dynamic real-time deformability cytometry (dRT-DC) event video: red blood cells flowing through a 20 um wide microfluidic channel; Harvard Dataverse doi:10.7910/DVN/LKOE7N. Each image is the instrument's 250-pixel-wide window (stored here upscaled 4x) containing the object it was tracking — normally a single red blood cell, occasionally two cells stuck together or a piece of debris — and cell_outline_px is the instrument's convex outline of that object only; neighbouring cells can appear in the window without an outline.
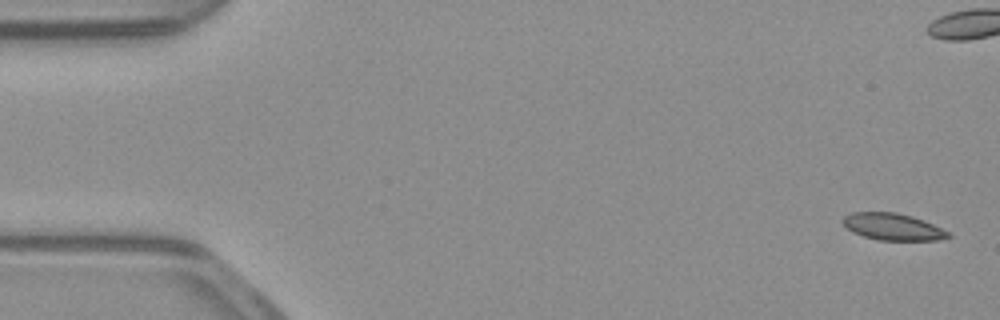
{"species": "common noctule bat (a hibernating species)", "species_latin": "Nyctalus noctula", "temperature_condition": "warm", "stored_images_in_passage": 53, "camera_frame_rate_fps": 3000, "um_per_image_px": 0.085, "animal": {"sex": "male", "body_mass_g": 23.1, "forearm_length_mm": 52.7}, "frame": {"image": 1, "passage_image": 1, "time_ms": 0.0, "image_size_px": [1000, 320], "cell_outline_px": [[952, 236], [940, 240], [880, 240], [864, 236], [852, 232], [840, 220], [844, 216], [852, 212], [896, 212], [912, 216], [924, 220], [952, 232]], "centroid_in_image_um": [75.93, 19.27], "position_along_channel_um": 9.1, "area_um2": 16.65}}
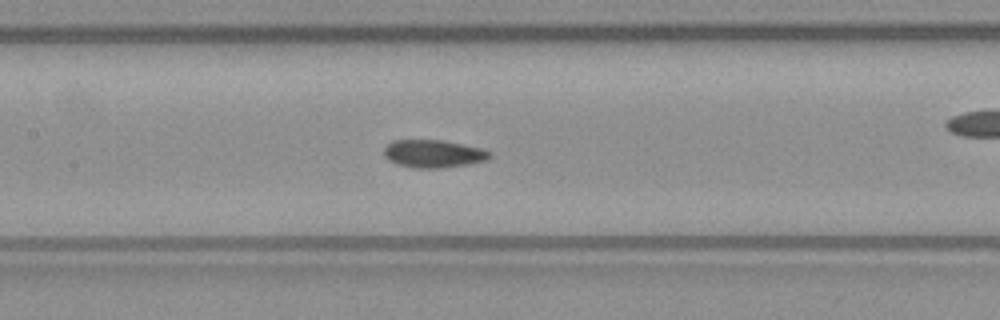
{"frame": {"image": 2, "passage_image": 24, "time_ms": 7.667, "image_size_px": [1000, 320], "cell_outline_px": [[492, 156], [484, 160], [468, 164], [440, 168], [412, 168], [396, 164], [388, 160], [384, 156], [384, 148], [392, 140], [444, 140], [484, 148], [492, 152]], "centroid_in_image_um": [36.84, 13.06], "position_along_channel_um": 170.6, "area_um2": 17.34}}
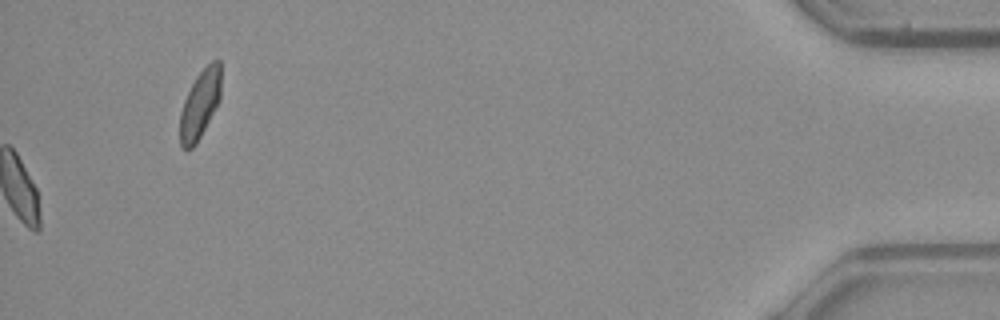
{"frame": {"image": 3, "passage_image": 53, "time_ms": 17.333, "image_size_px": [1000, 320], "cell_outline_px": [[220, 100], [196, 144], [192, 148], [180, 148], [180, 112], [184, 100], [196, 76], [212, 60], [220, 60]], "centroid_in_image_um": [16.99, 8.87], "position_along_channel_um": 418.2, "area_um2": 16.18}, "authors_computed_cell_mechanics": {"area_um2": 16.9354, "velocity_mm_per_s": 3.902, "shape_relaxation_time_tau1_ms": 9.3412, "shape_relaxation_time_tau2_ms": 1.9147, "deformation_change_tau1": 0.1973, "deformation_change_tau2": 0.0666}}